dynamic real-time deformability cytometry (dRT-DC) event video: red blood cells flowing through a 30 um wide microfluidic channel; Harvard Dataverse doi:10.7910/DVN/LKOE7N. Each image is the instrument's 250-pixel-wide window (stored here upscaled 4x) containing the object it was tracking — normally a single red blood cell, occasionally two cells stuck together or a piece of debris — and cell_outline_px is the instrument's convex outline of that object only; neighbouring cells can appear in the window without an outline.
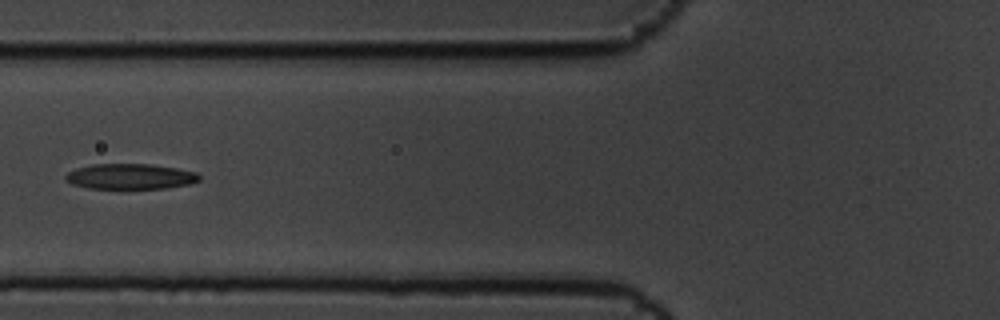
{"species": "common noctule bat (a hibernating species)", "species_latin": "Nyctalus noctula", "temperature_condition": "cold", "stored_images_in_passage": 8, "camera_frame_rate_fps": 3000, "um_per_image_px": 0.085, "animal": {"sex": "male", "body_mass_g": 19.5, "forearm_length_mm": 54.6}, "frame": {"image": 1, "passage_image": 7, "time_ms": 2.0, "image_size_px": [1000, 320], "cell_outline_px": [[200, 180], [192, 184], [168, 188], [88, 188], [72, 184], [64, 180], [64, 176], [68, 172], [76, 168], [92, 164], [152, 164], [176, 168], [196, 172], [200, 176]], "centroid_in_image_um": [11.08, 15.0], "position_along_channel_um": 114.7, "area_um2": 19.94}}
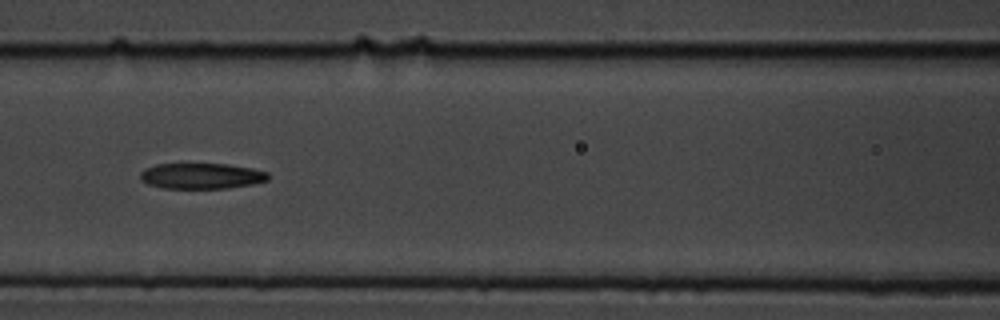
{"frame": {"image": 2, "passage_image": 8, "time_ms": 2.333, "image_size_px": [1000, 320], "cell_outline_px": [[268, 180], [252, 184], [228, 188], [164, 188], [148, 184], [140, 180], [140, 172], [144, 168], [156, 164], [228, 164], [252, 168], [268, 172]], "centroid_in_image_um": [17.1, 14.95], "position_along_channel_um": 149.5, "area_um2": 19.19}}